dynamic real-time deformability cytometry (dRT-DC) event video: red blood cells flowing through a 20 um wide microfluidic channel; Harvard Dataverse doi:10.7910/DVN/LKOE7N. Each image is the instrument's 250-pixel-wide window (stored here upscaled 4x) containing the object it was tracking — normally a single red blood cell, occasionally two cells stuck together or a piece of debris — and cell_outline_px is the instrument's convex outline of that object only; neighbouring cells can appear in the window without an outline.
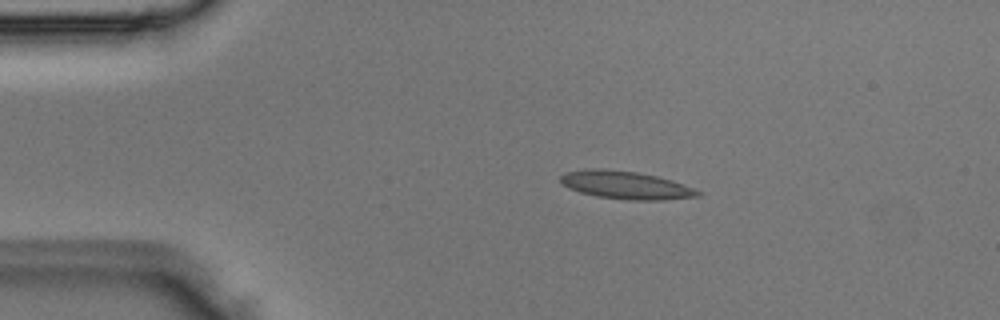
{"species": "Egyptian fruit bat (a non-hibernating species)", "species_latin": "Rousettus aegyptiacus", "temperature_condition": "room temperature", "stored_images_in_passage": 4, "camera_frame_rate_fps": 3000, "um_per_image_px": 0.085, "animal": {"sex": "male"}, "frame": {"image": 1, "passage_image": 3, "time_ms": 0.667, "image_size_px": [1000, 320], "cell_outline_px": [[704, 192], [700, 196], [664, 200], [628, 200], [596, 196], [580, 192], [568, 188], [560, 184], [560, 176], [564, 172], [584, 168], [600, 168], [636, 172], [656, 176], [672, 180]], "centroid_in_image_um": [53.16, 15.73], "position_along_channel_um": 31.8, "area_um2": 22.6}}